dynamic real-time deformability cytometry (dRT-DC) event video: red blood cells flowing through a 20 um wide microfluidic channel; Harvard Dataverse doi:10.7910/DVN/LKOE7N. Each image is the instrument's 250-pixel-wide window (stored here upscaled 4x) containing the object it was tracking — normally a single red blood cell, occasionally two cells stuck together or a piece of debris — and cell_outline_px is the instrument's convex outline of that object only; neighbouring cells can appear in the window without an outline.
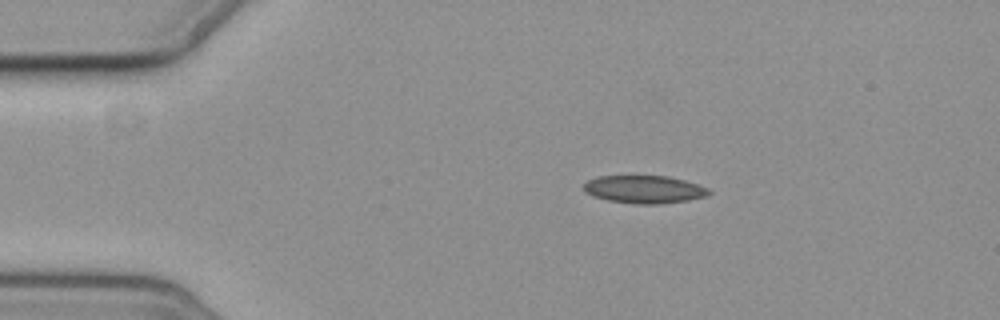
{"species": "common noctule bat (a hibernating species)", "species_latin": "Nyctalus noctula", "temperature_condition": "cold", "stored_images_in_passage": 3, "camera_frame_rate_fps": 3000, "um_per_image_px": 0.085, "animal": {"sex": "female", "body_mass_g": 19.3, "forearm_length_mm": 54.1}, "frame": {"image": 1, "passage_image": 1, "time_ms": 0.0, "image_size_px": [1000, 320], "cell_outline_px": [[712, 192], [704, 196], [688, 200], [660, 204], [636, 204], [608, 200], [592, 196], [584, 192], [584, 184], [588, 180], [596, 176], [668, 176], [684, 180], [708, 188]], "centroid_in_image_um": [54.73, 16.09], "position_along_channel_um": 30.3, "area_um2": 20.23}}
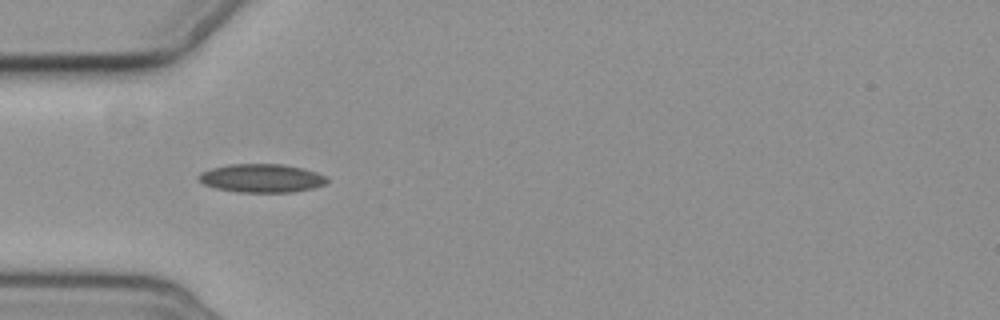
{"frame": {"image": 2, "passage_image": 3, "time_ms": 2.333, "image_size_px": [1000, 320], "cell_outline_px": [[328, 180], [324, 184], [312, 188], [292, 192], [240, 192], [216, 188], [204, 184], [196, 176], [200, 172], [212, 168], [228, 164], [284, 164], [304, 168], [316, 172], [324, 176]], "centroid_in_image_um": [22.22, 15.13], "position_along_channel_um": 62.8, "area_um2": 21.21}}